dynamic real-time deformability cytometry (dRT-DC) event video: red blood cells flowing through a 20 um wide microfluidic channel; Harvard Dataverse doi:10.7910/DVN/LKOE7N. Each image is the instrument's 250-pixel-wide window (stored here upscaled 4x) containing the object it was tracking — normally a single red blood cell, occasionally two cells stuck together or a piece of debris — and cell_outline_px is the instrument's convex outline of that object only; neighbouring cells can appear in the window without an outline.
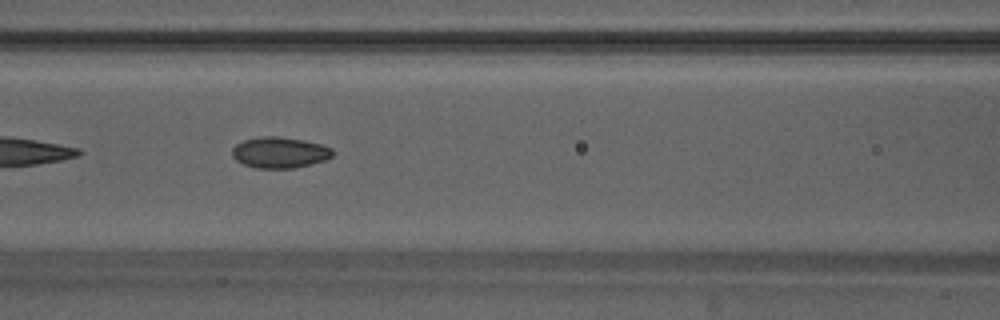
{"species": "Egyptian fruit bat (a non-hibernating species)", "species_latin": "Rousettus aegyptiacus", "temperature_condition": "warm", "stored_images_in_passage": 15, "camera_frame_rate_fps": 3000, "um_per_image_px": 0.085, "animal": {"sex": "male"}, "frame": {"image": 1, "passage_image": 7, "time_ms": 2.0, "image_size_px": [1000, 320], "cell_outline_px": [[336, 152], [332, 156], [324, 160], [292, 168], [256, 168], [244, 164], [236, 160], [232, 156], [232, 148], [236, 144], [244, 140], [260, 136], [280, 136], [304, 140], [320, 144], [332, 148]], "centroid_in_image_um": [23.76, 12.95], "position_along_channel_um": 142.8, "area_um2": 18.15}}
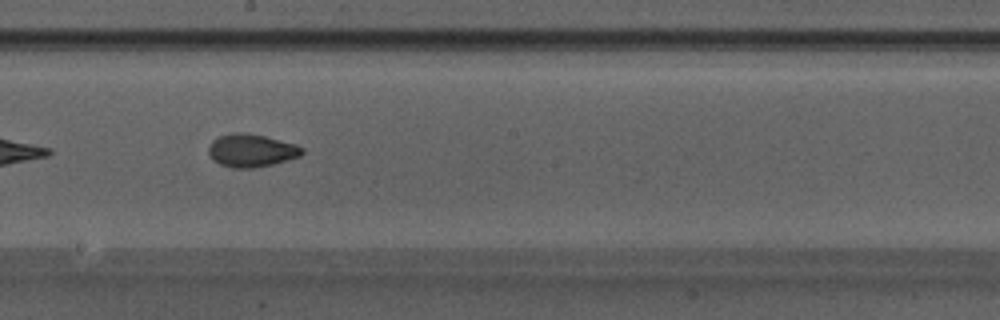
{"frame": {"image": 2, "passage_image": 13, "time_ms": 4.0, "image_size_px": [1000, 320], "cell_outline_px": [[304, 152], [300, 156], [288, 160], [272, 164], [252, 168], [232, 168], [220, 164], [212, 160], [208, 152], [208, 148], [212, 140], [220, 136], [232, 132], [244, 132], [264, 136], [296, 144], [304, 148]], "centroid_in_image_um": [21.35, 12.79], "position_along_channel_um": 226.8, "area_um2": 18.03}}